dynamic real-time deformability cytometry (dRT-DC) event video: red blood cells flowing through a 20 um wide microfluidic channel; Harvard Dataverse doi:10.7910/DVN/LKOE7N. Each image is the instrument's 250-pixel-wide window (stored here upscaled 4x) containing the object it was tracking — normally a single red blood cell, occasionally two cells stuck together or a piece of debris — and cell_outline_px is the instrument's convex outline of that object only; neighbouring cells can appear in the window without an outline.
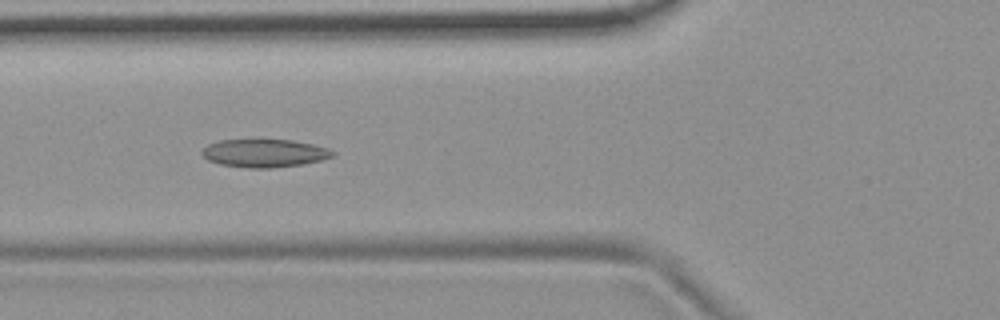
{"species": "common noctule bat (a hibernating species)", "species_latin": "Nyctalus noctula", "temperature_condition": "room temperature", "stored_images_in_passage": 6, "camera_frame_rate_fps": 3000, "um_per_image_px": 0.085, "animal": {"sex": "female", "body_mass_g": 19.9}, "frame": {"image": 1, "passage_image": 6, "time_ms": 1.667, "image_size_px": [1000, 320], "cell_outline_px": [[336, 152], [332, 156], [320, 160], [304, 164], [272, 168], [248, 168], [220, 164], [208, 160], [200, 156], [200, 152], [208, 144], [220, 140], [292, 140], [312, 144], [328, 148]], "centroid_in_image_um": [22.45, 13.02], "position_along_channel_um": 103.4, "area_um2": 21.39}}